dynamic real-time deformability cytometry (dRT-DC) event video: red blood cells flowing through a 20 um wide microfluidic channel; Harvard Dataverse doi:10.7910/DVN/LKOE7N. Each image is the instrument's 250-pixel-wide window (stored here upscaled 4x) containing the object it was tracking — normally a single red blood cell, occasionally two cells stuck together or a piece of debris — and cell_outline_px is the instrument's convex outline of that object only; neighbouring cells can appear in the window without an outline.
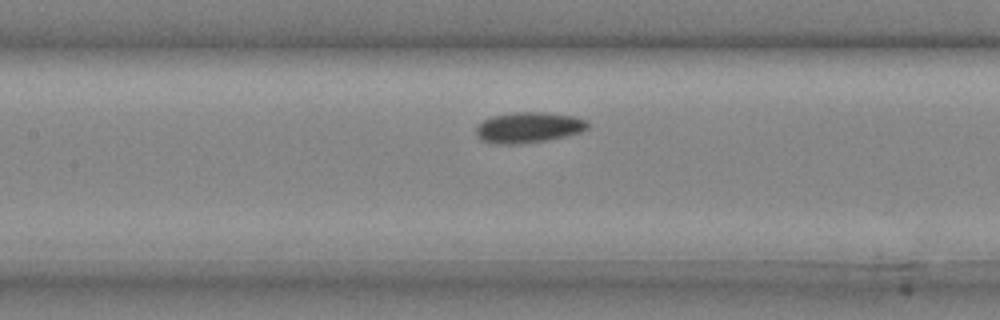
{"species": "common noctule bat (a hibernating species)", "species_latin": "Nyctalus noctula", "temperature_condition": "cold", "stored_images_in_passage": 23, "camera_frame_rate_fps": 3000, "um_per_image_px": 0.085, "animal": {"sex": "male", "body_mass_g": 20.4}, "frame": {"image": 1, "passage_image": 7, "time_ms": 2.0, "image_size_px": [1000, 320], "cell_outline_px": [[588, 128], [580, 132], [548, 140], [512, 144], [500, 144], [484, 140], [476, 132], [476, 128], [484, 120], [492, 116], [512, 112], [548, 112], [572, 116], [584, 120], [588, 124]], "centroid_in_image_um": [44.94, 10.82], "position_along_channel_um": 162.5, "area_um2": 19.54}}
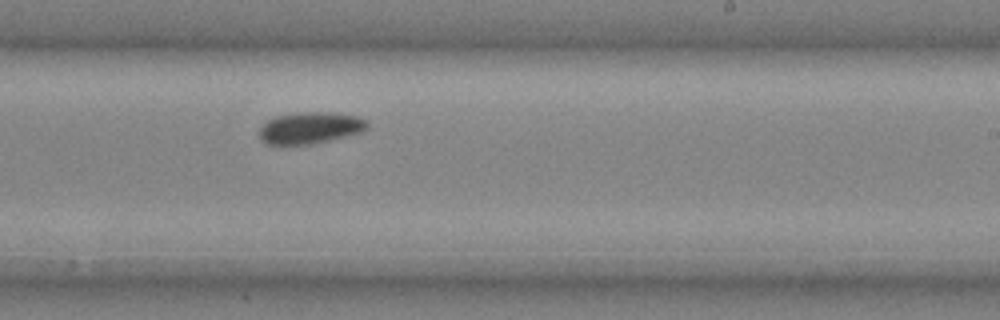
{"frame": {"image": 2, "passage_image": 13, "time_ms": 4.0, "image_size_px": [1000, 320], "cell_outline_px": [[368, 128], [360, 132], [312, 144], [268, 144], [260, 140], [260, 128], [268, 120], [276, 116], [296, 112], [328, 112], [356, 116], [364, 120], [368, 124]], "centroid_in_image_um": [26.33, 10.86], "position_along_channel_um": 262.7, "area_um2": 19.59}}
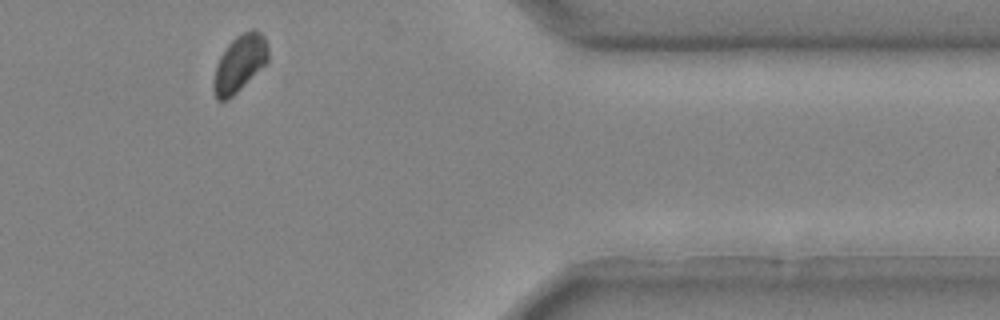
{"frame": {"image": 3, "passage_image": 22, "time_ms": 7.0, "image_size_px": [1000, 320], "cell_outline_px": [[268, 64], [228, 100], [216, 100], [212, 88], [212, 84], [216, 64], [220, 56], [228, 44], [236, 36], [252, 28], [260, 32], [264, 36], [268, 48]], "centroid_in_image_um": [20.37, 5.41], "position_along_channel_um": 391.0, "area_um2": 18.38}}